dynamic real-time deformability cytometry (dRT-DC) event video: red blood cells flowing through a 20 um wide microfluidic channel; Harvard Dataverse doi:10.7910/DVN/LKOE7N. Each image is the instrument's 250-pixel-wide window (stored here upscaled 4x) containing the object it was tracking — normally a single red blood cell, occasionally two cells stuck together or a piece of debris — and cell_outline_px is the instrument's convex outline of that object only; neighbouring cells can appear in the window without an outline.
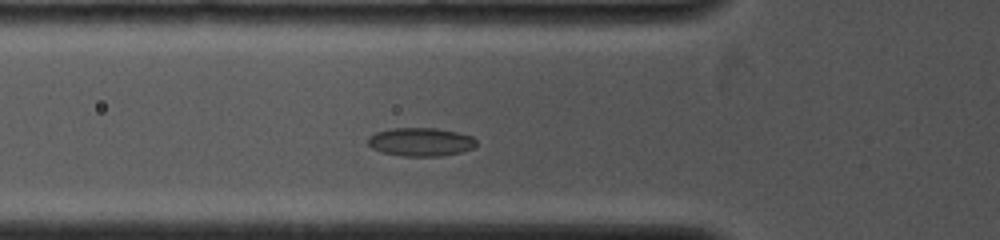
{"species": "common noctule bat (a hibernating species)", "species_latin": "Nyctalus noctula", "temperature_condition": "cold", "stored_images_in_passage": 39, "camera_frame_rate_fps": 4000, "um_per_image_px": 0.085, "animal": {"sex": "female", "body_mass_g": 19.0, "forearm_length_mm": 53.3}, "frame": {"image": 1, "passage_image": 7, "time_ms": 1.5, "image_size_px": [1000, 240], "cell_outline_px": [[476, 144], [472, 148], [460, 152], [440, 156], [400, 156], [380, 152], [372, 148], [368, 144], [368, 136], [376, 132], [392, 128], [436, 128], [456, 132], [472, 136], [476, 140]], "centroid_in_image_um": [35.72, 12.06], "position_along_channel_um": 90.1, "area_um2": 17.98}}
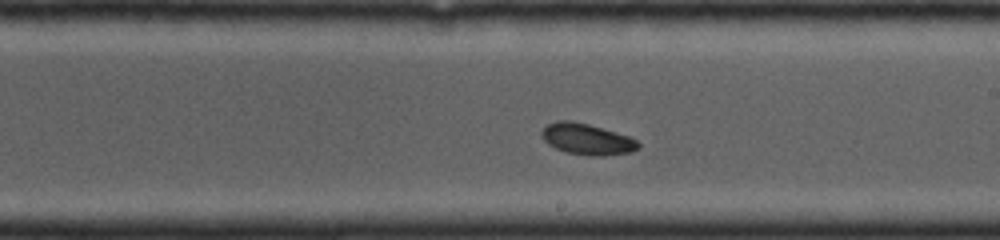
{"frame": {"image": 2, "passage_image": 22, "time_ms": 5.0, "image_size_px": [1000, 240], "cell_outline_px": [[640, 148], [632, 152], [604, 156], [588, 156], [564, 152], [548, 144], [540, 136], [540, 132], [548, 124], [556, 120], [572, 120], [588, 124], [628, 136], [636, 140], [640, 144]], "centroid_in_image_um": [49.87, 11.84], "position_along_channel_um": 239.1, "area_um2": 17.69}}
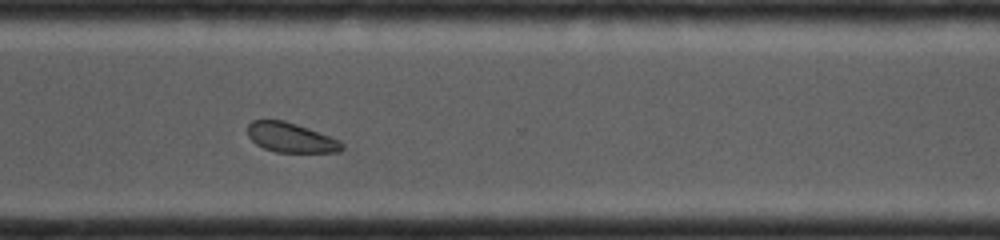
{"frame": {"image": 3, "passage_image": 38, "time_ms": 7.5, "image_size_px": [1000, 240], "cell_outline_px": [[344, 148], [340, 152], [276, 152], [264, 148], [256, 144], [248, 136], [248, 124], [252, 120], [284, 120], [308, 128], [340, 140], [344, 144]], "centroid_in_image_um": [24.73, 11.7], "position_along_channel_um": 345.9, "area_um2": 16.3}}